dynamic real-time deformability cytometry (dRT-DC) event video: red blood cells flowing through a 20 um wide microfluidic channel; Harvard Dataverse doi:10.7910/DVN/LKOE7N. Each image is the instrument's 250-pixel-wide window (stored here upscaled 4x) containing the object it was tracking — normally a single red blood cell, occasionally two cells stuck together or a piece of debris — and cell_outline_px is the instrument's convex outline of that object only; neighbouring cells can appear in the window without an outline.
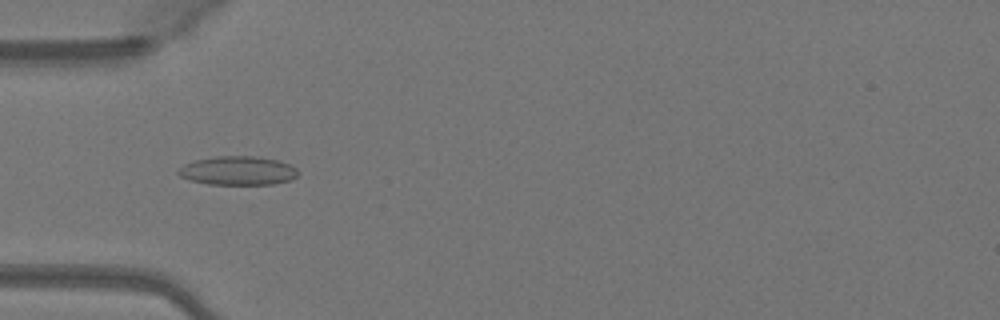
{"species": "Egyptian fruit bat (a non-hibernating species)", "species_latin": "Rousettus aegyptiacus", "temperature_condition": "warm", "stored_images_in_passage": 41, "camera_frame_rate_fps": 3000, "um_per_image_px": 0.085, "animal": {"sex": "female"}, "frame": {"image": 1, "passage_image": 7, "time_ms": 2.0, "image_size_px": [1000, 320], "cell_outline_px": [[300, 172], [292, 180], [272, 184], [208, 184], [192, 180], [180, 176], [176, 172], [184, 164], [196, 160], [216, 156], [252, 156], [280, 160], [296, 168]], "centroid_in_image_um": [20.25, 14.5], "position_along_channel_um": 64.8, "area_um2": 20.06}}
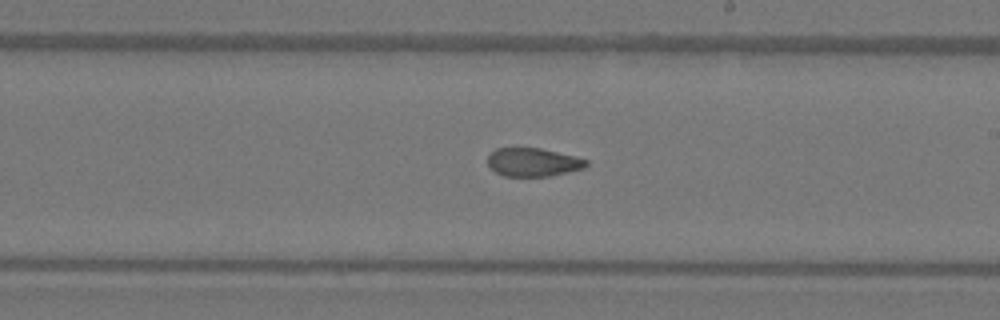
{"frame": {"image": 2, "passage_image": 20, "time_ms": 6.333, "image_size_px": [1000, 320], "cell_outline_px": [[588, 164], [584, 168], [548, 176], [504, 176], [496, 172], [488, 164], [488, 156], [496, 148], [540, 148], [576, 156], [588, 160]], "centroid_in_image_um": [45.32, 13.78], "position_along_channel_um": 243.7, "area_um2": 16.18}}
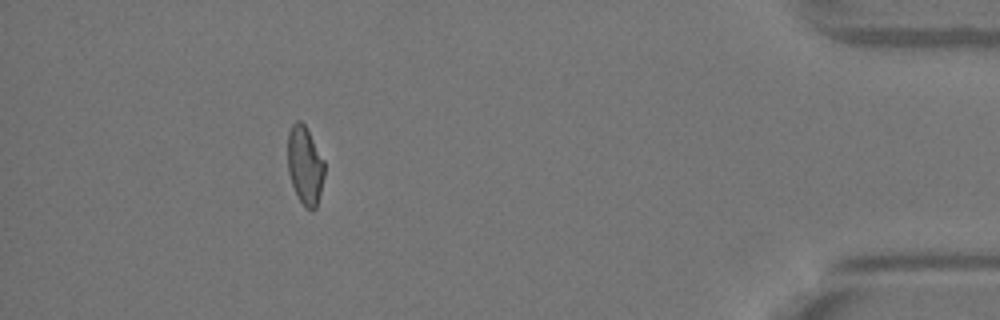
{"frame": {"image": 3, "passage_image": 36, "time_ms": 11.667, "image_size_px": [1000, 320], "cell_outline_px": [[324, 176], [316, 208], [312, 212], [304, 208], [292, 184], [288, 172], [288, 132], [292, 124], [296, 120], [300, 120], [304, 124], [324, 160]], "centroid_in_image_um": [25.92, 14.07], "position_along_channel_um": 409.3, "area_um2": 16.7}, "authors_computed_cell_mechanics": {"area_um2": 17.5134, "velocity_mm_per_s": 4.1288, "shape_relaxation_time_tau1_ms": null, "shape_relaxation_time_tau2_ms": 2.4213, "deformation_change_tau1": null, "deformation_change_tau2": 0.0777}}